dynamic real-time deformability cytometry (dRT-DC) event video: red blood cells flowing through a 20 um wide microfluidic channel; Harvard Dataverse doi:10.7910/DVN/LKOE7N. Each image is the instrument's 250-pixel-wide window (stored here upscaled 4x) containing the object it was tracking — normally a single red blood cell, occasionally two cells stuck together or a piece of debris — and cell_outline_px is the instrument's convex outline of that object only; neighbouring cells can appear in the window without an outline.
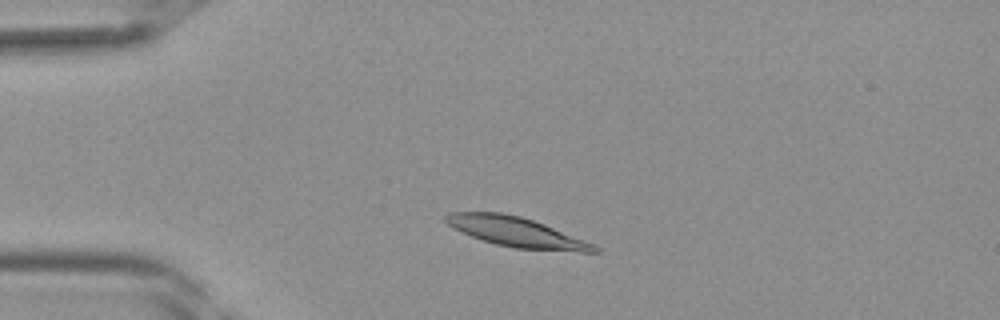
{"species": "Egyptian fruit bat (a non-hibernating species)", "species_latin": "Rousettus aegyptiacus", "temperature_condition": "room temperature", "stored_images_in_passage": 36, "camera_frame_rate_fps": 3000, "um_per_image_px": 0.085, "frame": {"image": 1, "passage_image": 5, "time_ms": 1.333, "image_size_px": [1000, 320], "cell_outline_px": [[600, 252], [580, 252], [516, 248], [496, 244], [472, 236], [448, 224], [444, 220], [444, 216], [448, 212], [500, 212], [520, 216], [544, 224], [592, 244], [600, 248]], "centroid_in_image_um": [43.88, 19.72], "position_along_channel_um": 41.1, "area_um2": 25.2}}
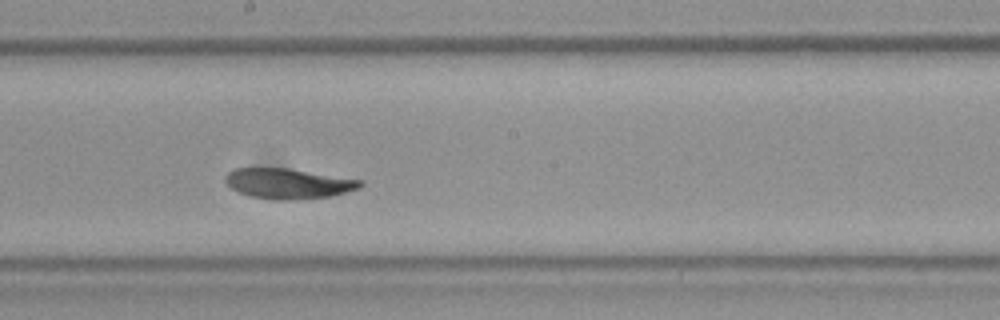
{"frame": {"image": 2, "passage_image": 18, "time_ms": 5.667, "image_size_px": [1000, 320], "cell_outline_px": [[364, 184], [360, 188], [332, 196], [292, 200], [272, 200], [248, 196], [232, 188], [224, 180], [224, 176], [228, 172], [236, 168], [288, 168], [364, 180]], "centroid_in_image_um": [24.52, 15.6], "position_along_channel_um": 223.7, "area_um2": 23.99}}
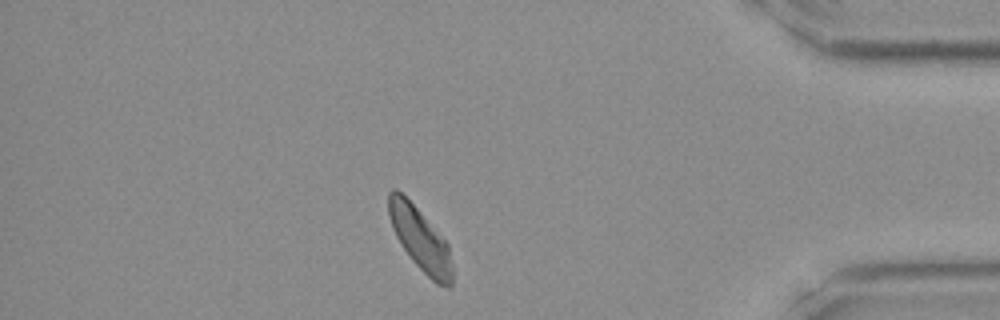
{"frame": {"image": 3, "passage_image": 31, "time_ms": 10.0, "image_size_px": [1000, 320], "cell_outline_px": [[452, 284], [448, 288], [436, 284], [412, 260], [396, 236], [392, 228], [388, 216], [388, 192], [392, 188], [396, 188], [416, 208], [448, 244], [452, 264]], "centroid_in_image_um": [35.7, 20.34], "position_along_channel_um": 399.5, "area_um2": 22.89}}